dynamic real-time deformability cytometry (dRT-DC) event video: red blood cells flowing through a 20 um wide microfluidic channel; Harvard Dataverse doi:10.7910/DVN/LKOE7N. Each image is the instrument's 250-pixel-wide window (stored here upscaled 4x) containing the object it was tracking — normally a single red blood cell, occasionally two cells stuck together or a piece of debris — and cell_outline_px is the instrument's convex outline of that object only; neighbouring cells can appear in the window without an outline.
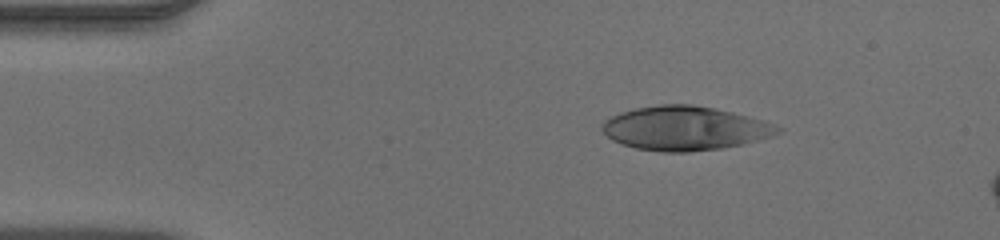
{"species": "human", "species_latin": "Homo sapiens", "temperature_condition": "warm", "stored_images_in_passage": 8, "camera_frame_rate_fps": 3000, "um_per_image_px": 0.085, "donor": {"sex": "male"}, "frame": {"image": 1, "passage_image": 1, "time_ms": 0.0, "image_size_px": [1000, 240], "cell_outline_px": [[784, 132], [760, 140], [720, 148], [688, 152], [664, 152], [636, 148], [620, 144], [612, 140], [600, 128], [600, 124], [604, 120], [620, 112], [636, 108], [660, 104], [692, 104], [732, 112], [764, 120], [776, 124], [784, 128]], "centroid_in_image_um": [58.23, 10.9], "position_along_channel_um": 26.8, "area_um2": 45.32}}